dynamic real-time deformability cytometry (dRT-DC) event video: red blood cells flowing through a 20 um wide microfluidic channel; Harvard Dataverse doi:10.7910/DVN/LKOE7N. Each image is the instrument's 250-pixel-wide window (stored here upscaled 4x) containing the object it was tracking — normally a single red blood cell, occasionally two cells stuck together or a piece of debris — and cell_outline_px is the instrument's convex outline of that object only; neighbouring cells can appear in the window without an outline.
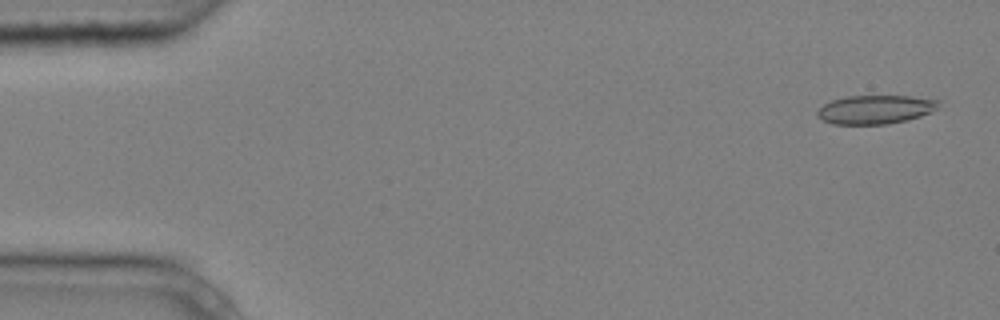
{"species": "common noctule bat (a hibernating species)", "species_latin": "Nyctalus noctula", "temperature_condition": "cold", "stored_images_in_passage": 8, "camera_frame_rate_fps": 3000, "um_per_image_px": 0.085, "animal": {"sex": "male", "body_mass_g": 20.4}, "frame": {"image": 1, "passage_image": 1, "time_ms": 0.0, "image_size_px": [1000, 320], "cell_outline_px": [[940, 100], [936, 108], [932, 112], [908, 120], [888, 124], [832, 124], [816, 116], [816, 112], [824, 104], [832, 100], [848, 96], [912, 96]], "centroid_in_image_um": [74.41, 9.31], "position_along_channel_um": 10.6, "area_um2": 20.29}}
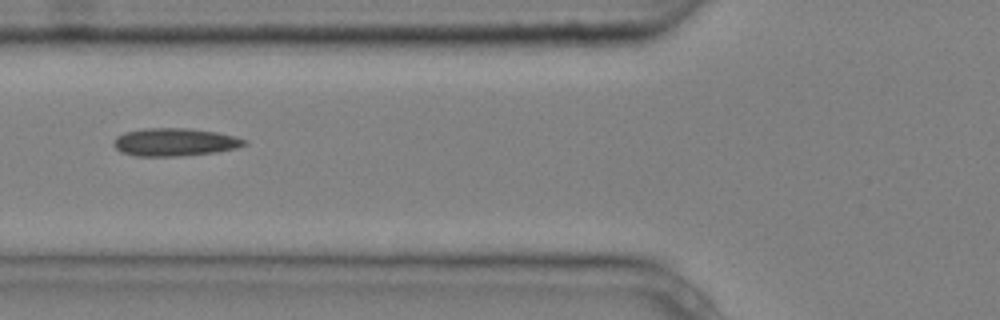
{"frame": {"image": 2, "passage_image": 6, "time_ms": 1.667, "image_size_px": [1000, 320], "cell_outline_px": [[248, 144], [236, 148], [216, 152], [180, 156], [136, 156], [120, 152], [112, 144], [112, 140], [116, 136], [124, 132], [144, 128], [188, 128], [216, 132], [236, 136], [248, 140]], "centroid_in_image_um": [14.84, 12.07], "position_along_channel_um": 111.0, "area_um2": 21.5}}